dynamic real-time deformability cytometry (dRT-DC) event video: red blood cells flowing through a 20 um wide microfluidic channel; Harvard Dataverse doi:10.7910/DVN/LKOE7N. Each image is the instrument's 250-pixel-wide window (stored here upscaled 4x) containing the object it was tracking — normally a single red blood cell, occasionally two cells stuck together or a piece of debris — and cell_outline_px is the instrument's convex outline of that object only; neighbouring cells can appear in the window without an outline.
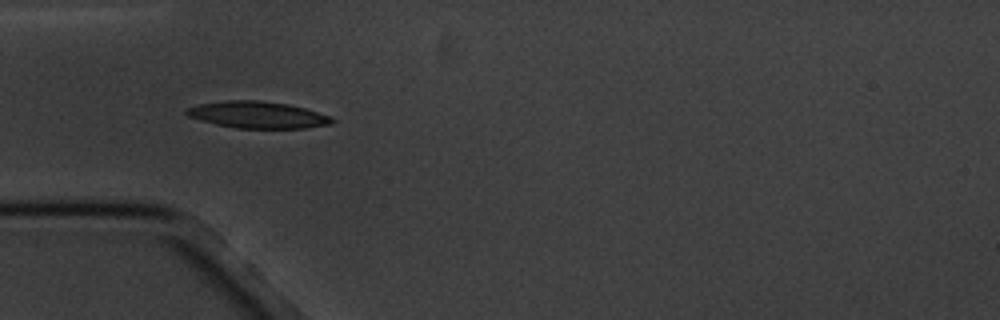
{"species": "common noctule bat (a hibernating species)", "species_latin": "Nyctalus noctula", "temperature_condition": "cold", "stored_images_in_passage": 8, "camera_frame_rate_fps": 3000, "um_per_image_px": 0.085, "animal": {"sex": "male", "body_mass_g": 20.1, "forearm_length_mm": 53.5}, "frame": {"image": 1, "passage_image": 4, "time_ms": 4.333, "image_size_px": [1000, 320], "cell_outline_px": [[336, 120], [332, 124], [308, 128], [236, 128], [216, 124], [200, 120], [188, 116], [184, 112], [188, 108], [200, 104], [228, 100], [256, 100], [288, 104], [304, 108], [328, 116]], "centroid_in_image_um": [21.91, 9.77], "position_along_channel_um": 63.1, "area_um2": 22.48}}
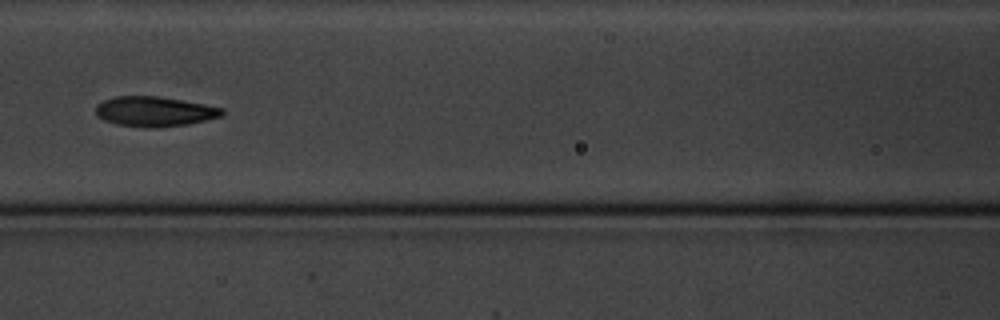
{"frame": {"image": 2, "passage_image": 6, "time_ms": 7.0, "image_size_px": [1000, 320], "cell_outline_px": [[224, 116], [188, 124], [160, 128], [144, 128], [116, 124], [104, 120], [96, 116], [96, 104], [104, 100], [116, 96], [156, 96], [204, 104], [224, 108]], "centroid_in_image_um": [13.13, 9.49], "position_along_channel_um": 153.5, "area_um2": 22.25}}
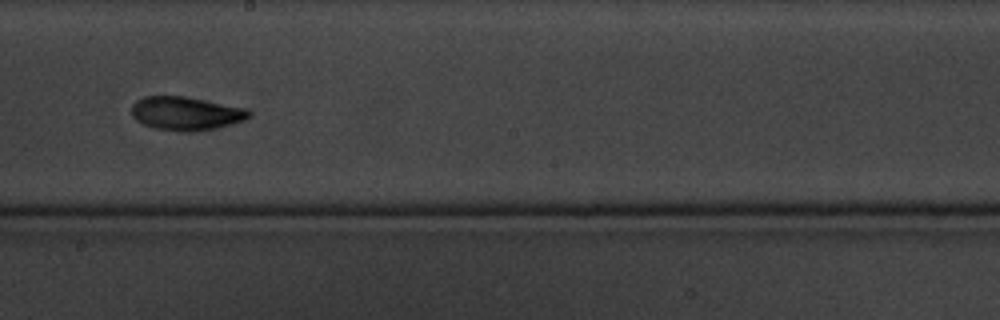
{"frame": {"image": 3, "passage_image": 8, "time_ms": 9.333, "image_size_px": [1000, 320], "cell_outline_px": [[252, 116], [248, 120], [216, 128], [192, 132], [180, 132], [156, 128], [144, 124], [136, 120], [132, 116], [132, 104], [136, 100], [144, 96], [184, 96], [248, 108], [252, 112]], "centroid_in_image_um": [15.86, 9.64], "position_along_channel_um": 232.3, "area_um2": 23.29}}